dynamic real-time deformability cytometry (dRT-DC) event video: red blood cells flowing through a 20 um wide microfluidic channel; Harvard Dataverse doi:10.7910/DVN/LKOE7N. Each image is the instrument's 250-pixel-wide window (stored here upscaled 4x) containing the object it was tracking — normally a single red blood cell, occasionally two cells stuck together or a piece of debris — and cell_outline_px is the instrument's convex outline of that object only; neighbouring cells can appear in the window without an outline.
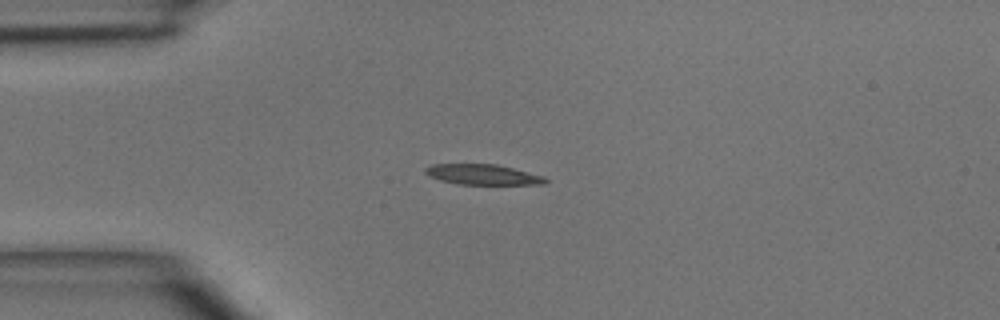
{"species": "common noctule bat (a hibernating species)", "species_latin": "Nyctalus noctula", "temperature_condition": "room temperature", "stored_images_in_passage": 2, "camera_frame_rate_fps": 3000, "um_per_image_px": 0.085, "animal": {"sex": "male", "body_mass_g": 15.6}, "frame": {"image": 1, "passage_image": 2, "time_ms": 2.0, "image_size_px": [1000, 320], "cell_outline_px": [[548, 180], [544, 184], [456, 184], [440, 180], [428, 176], [424, 172], [424, 168], [432, 164], [496, 164], [544, 176]], "centroid_in_image_um": [40.99, 14.83], "position_along_channel_um": 44.0, "area_um2": 14.22}}